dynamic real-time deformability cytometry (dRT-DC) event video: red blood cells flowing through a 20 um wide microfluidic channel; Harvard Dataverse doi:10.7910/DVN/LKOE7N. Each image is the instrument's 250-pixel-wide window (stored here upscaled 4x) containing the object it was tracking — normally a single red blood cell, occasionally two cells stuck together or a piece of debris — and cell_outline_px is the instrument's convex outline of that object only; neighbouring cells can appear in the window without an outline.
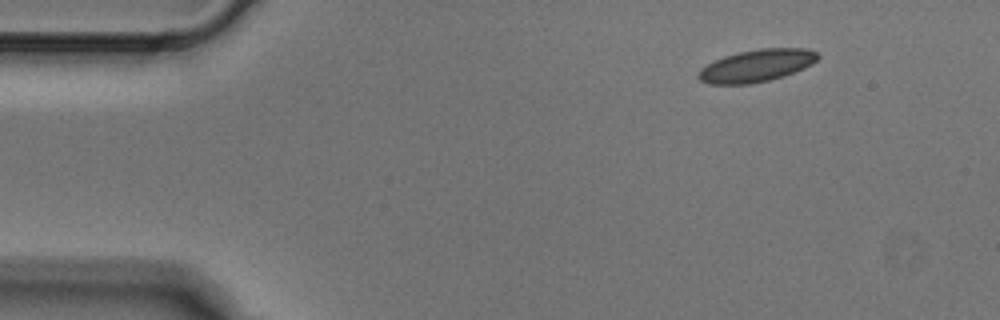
{"species": "Egyptian fruit bat (a non-hibernating species)", "species_latin": "Rousettus aegyptiacus", "temperature_condition": "cold", "stored_images_in_passage": 3, "camera_frame_rate_fps": 3000, "um_per_image_px": 0.085, "animal": {"sex": "male"}, "frame": {"image": 1, "passage_image": 1, "time_ms": 0.0, "image_size_px": [1000, 320], "cell_outline_px": [[820, 56], [812, 64], [804, 68], [784, 76], [768, 80], [748, 84], [708, 84], [700, 80], [696, 76], [700, 68], [724, 56], [740, 52], [760, 48], [808, 48], [816, 52]], "centroid_in_image_um": [64.31, 5.58], "position_along_channel_um": 20.7, "area_um2": 22.43}}